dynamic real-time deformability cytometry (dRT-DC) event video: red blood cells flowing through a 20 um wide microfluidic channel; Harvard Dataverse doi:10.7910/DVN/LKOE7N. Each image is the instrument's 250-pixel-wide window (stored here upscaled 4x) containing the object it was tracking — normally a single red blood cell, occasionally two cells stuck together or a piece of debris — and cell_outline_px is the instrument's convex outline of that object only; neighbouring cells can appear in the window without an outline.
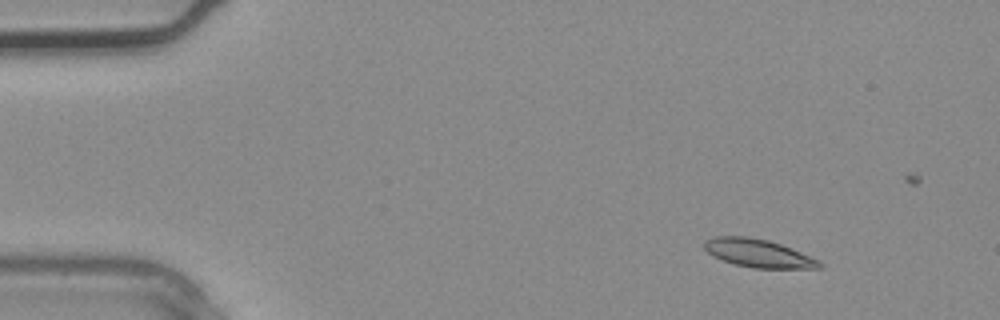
{"species": "common noctule bat (a hibernating species)", "species_latin": "Nyctalus noctula", "temperature_condition": "warm", "stored_images_in_passage": 4, "camera_frame_rate_fps": 3000, "um_per_image_px": 0.085, "animal": {"sex": "male", "body_mass_g": 20.4}, "frame": {"image": 1, "passage_image": 1, "time_ms": 0.0, "image_size_px": [1000, 320], "cell_outline_px": [[824, 268], [752, 268], [736, 264], [712, 256], [704, 248], [704, 240], [712, 236], [748, 236], [768, 240], [780, 244], [820, 260], [824, 264]], "centroid_in_image_um": [64.45, 21.52], "position_along_channel_um": 20.5, "area_um2": 18.9}}